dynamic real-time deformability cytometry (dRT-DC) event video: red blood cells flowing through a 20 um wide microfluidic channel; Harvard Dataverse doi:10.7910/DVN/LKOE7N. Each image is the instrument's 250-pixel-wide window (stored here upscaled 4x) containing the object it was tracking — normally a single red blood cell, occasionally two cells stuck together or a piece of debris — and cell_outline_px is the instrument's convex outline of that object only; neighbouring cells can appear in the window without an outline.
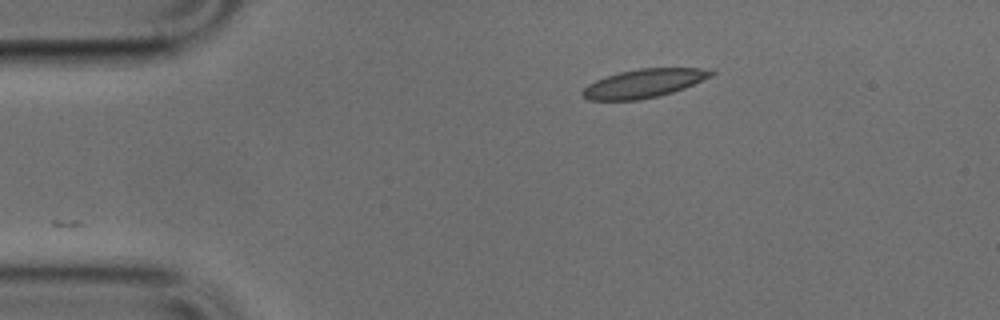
{"species": "common noctule bat (a hibernating species)", "species_latin": "Nyctalus noctula", "temperature_condition": "cold", "stored_images_in_passage": 42, "camera_frame_rate_fps": 3000, "um_per_image_px": 0.085, "animal": {"sex": "male", "body_mass_g": 17.9, "forearm_length_mm": 54.2}, "frame": {"image": 1, "passage_image": 1, "time_ms": 0.0, "image_size_px": [1000, 320], "cell_outline_px": [[716, 72], [712, 76], [684, 88], [672, 92], [640, 100], [588, 100], [580, 92], [588, 84], [596, 80], [620, 72], [640, 68], [712, 68]], "centroid_in_image_um": [54.76, 7.08], "position_along_channel_um": 30.2, "area_um2": 21.33}}
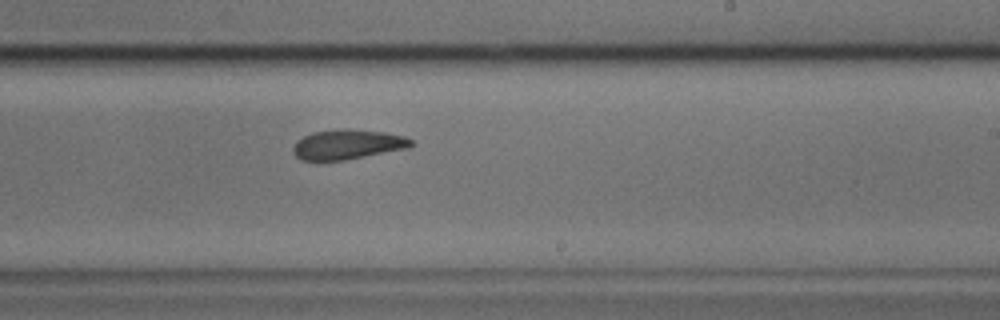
{"frame": {"image": 2, "passage_image": 22, "time_ms": 7.0, "image_size_px": [1000, 320], "cell_outline_px": [[416, 144], [408, 148], [344, 160], [300, 160], [292, 152], [292, 148], [296, 140], [312, 132], [340, 128], [348, 128], [384, 132], [404, 136], [412, 140]], "centroid_in_image_um": [29.53, 12.26], "position_along_channel_um": 259.5, "area_um2": 20.69}}
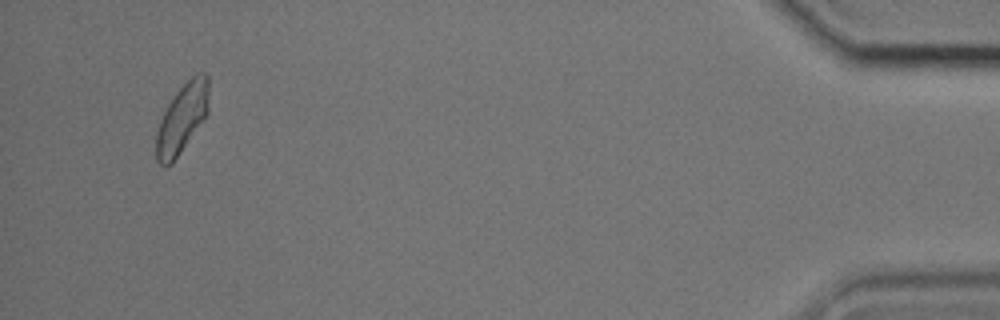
{"frame": {"image": 3, "passage_image": 40, "time_ms": 13.0, "image_size_px": [1000, 320], "cell_outline_px": [[208, 112], [172, 164], [164, 168], [156, 160], [156, 132], [160, 120], [168, 104], [176, 92], [196, 72], [204, 72], [208, 76]], "centroid_in_image_um": [15.46, 10.07], "position_along_channel_um": 419.7, "area_um2": 21.04}}